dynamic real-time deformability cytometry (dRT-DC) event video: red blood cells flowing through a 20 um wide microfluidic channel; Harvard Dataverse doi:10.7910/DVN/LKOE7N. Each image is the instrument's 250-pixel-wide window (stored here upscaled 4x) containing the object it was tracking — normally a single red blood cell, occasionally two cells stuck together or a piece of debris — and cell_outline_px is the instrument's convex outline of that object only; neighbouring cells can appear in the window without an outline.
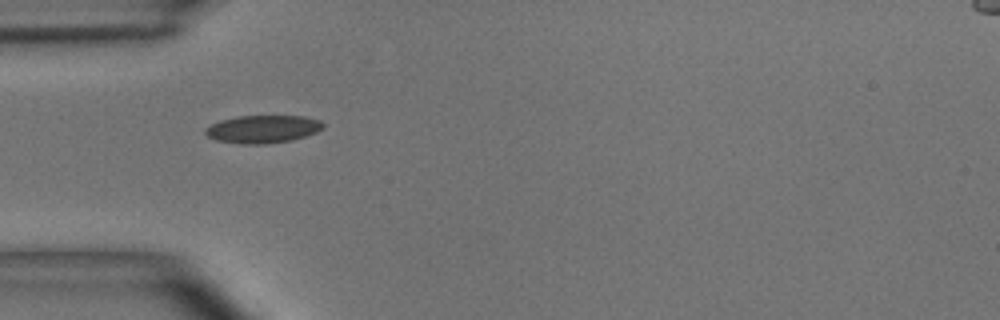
{"species": "common noctule bat (a hibernating species)", "species_latin": "Nyctalus noctula", "temperature_condition": "room temperature", "stored_images_in_passage": 33, "camera_frame_rate_fps": 3000, "um_per_image_px": 0.085, "animal": {"sex": "male", "body_mass_g": 15.6}, "frame": {"image": 1, "passage_image": 1, "time_ms": 0.0, "image_size_px": [1000, 320], "cell_outline_px": [[324, 128], [316, 132], [292, 140], [264, 144], [244, 144], [216, 140], [208, 136], [204, 132], [204, 128], [220, 120], [236, 116], [304, 116], [320, 120], [324, 124]], "centroid_in_image_um": [22.33, 10.97], "position_along_channel_um": 62.7, "area_um2": 19.07}}
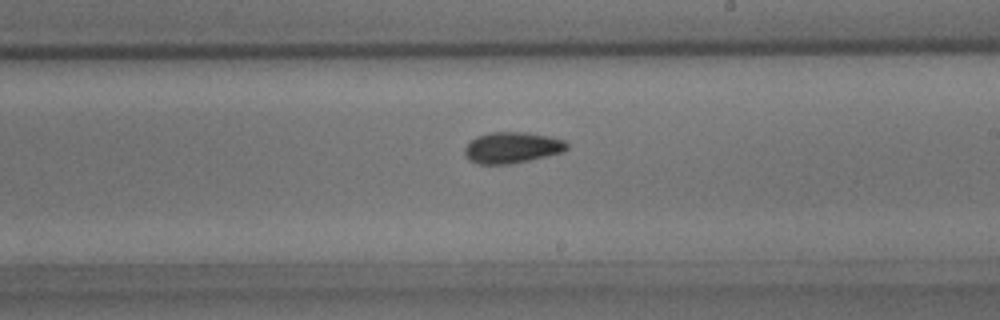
{"frame": {"image": 2, "passage_image": 15, "time_ms": 4.667, "image_size_px": [1000, 320], "cell_outline_px": [[568, 148], [564, 152], [528, 160], [508, 164], [476, 164], [464, 152], [464, 148], [476, 136], [488, 132], [528, 132], [548, 136], [564, 140], [568, 144]], "centroid_in_image_um": [43.54, 12.53], "position_along_channel_um": 245.5, "area_um2": 18.44}}
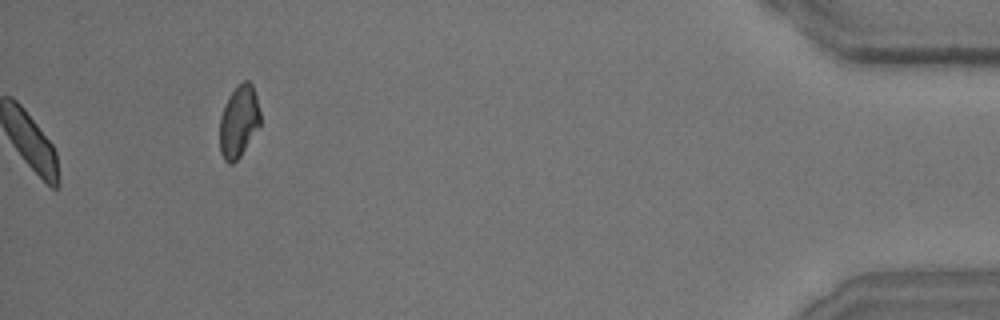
{"frame": {"image": 3, "passage_image": 33, "time_ms": 10.667, "image_size_px": [1000, 320], "cell_outline_px": [[260, 124], [240, 156], [232, 164], [228, 164], [224, 160], [220, 152], [220, 116], [232, 92], [244, 80], [248, 80], [252, 84], [256, 96], [260, 112]], "centroid_in_image_um": [20.29, 10.35], "position_along_channel_um": 414.9, "area_um2": 16.65}, "authors_computed_cell_mechanics": {"area_um2": 18.4382, "velocity_mm_per_s": 3.9234, "shape_relaxation_time_tau1_ms": 5.8939, "shape_relaxation_time_tau2_ms": 2.626, "deformation_change_tau1": 0.1082, "deformation_change_tau2": 0.0753}}